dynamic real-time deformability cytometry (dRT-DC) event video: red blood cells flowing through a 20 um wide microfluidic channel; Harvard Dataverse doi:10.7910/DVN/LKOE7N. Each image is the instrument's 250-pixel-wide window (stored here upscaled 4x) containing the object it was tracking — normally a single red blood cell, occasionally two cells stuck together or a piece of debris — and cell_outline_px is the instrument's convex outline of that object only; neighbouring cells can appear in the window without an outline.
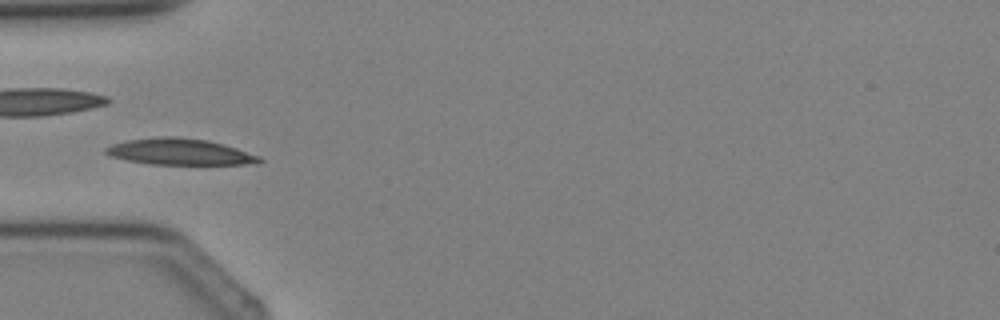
{"species": "Egyptian fruit bat (a non-hibernating species)", "species_latin": "Rousettus aegyptiacus", "temperature_condition": "cold", "stored_images_in_passage": 4, "camera_frame_rate_fps": 3000, "um_per_image_px": 0.085, "animal": {"sex": "female"}, "frame": {"image": 1, "passage_image": 4, "time_ms": 3.667, "image_size_px": [1000, 320], "cell_outline_px": [[264, 160], [256, 164], [148, 164], [108, 156], [104, 152], [104, 148], [112, 144], [128, 140], [156, 136], [176, 136], [208, 140], [224, 144], [260, 156]], "centroid_in_image_um": [15.26, 12.89], "position_along_channel_um": 69.7, "area_um2": 23.7}}